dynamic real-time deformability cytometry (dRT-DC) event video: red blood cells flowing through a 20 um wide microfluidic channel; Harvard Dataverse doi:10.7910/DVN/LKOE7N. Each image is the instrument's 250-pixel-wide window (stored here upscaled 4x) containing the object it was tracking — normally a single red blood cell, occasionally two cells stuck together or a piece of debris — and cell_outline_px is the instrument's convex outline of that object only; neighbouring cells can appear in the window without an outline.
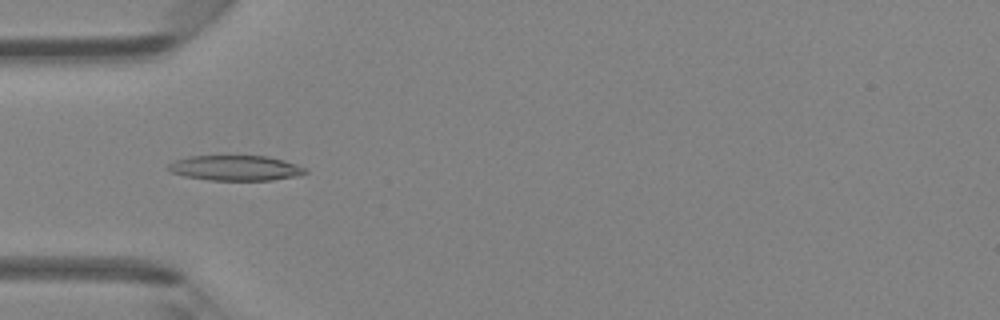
{"species": "Egyptian fruit bat (a non-hibernating species)", "species_latin": "Rousettus aegyptiacus", "temperature_condition": "room temperature", "stored_images_in_passage": 40, "camera_frame_rate_fps": 3000, "um_per_image_px": 0.085, "animal": {"sex": "female"}, "frame": {"image": 1, "passage_image": 8, "time_ms": 2.333, "image_size_px": [1000, 320], "cell_outline_px": [[308, 172], [300, 176], [272, 180], [212, 180], [184, 176], [168, 172], [164, 168], [168, 164], [176, 160], [188, 156], [268, 156], [284, 160], [296, 164], [304, 168]], "centroid_in_image_um": [19.99, 14.28], "position_along_channel_um": 65.0, "area_um2": 20.29}}
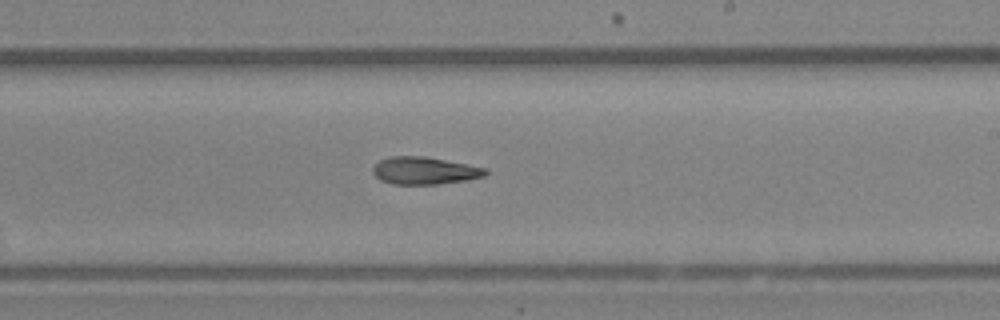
{"frame": {"image": 2, "passage_image": 21, "time_ms": 6.667, "image_size_px": [1000, 320], "cell_outline_px": [[488, 172], [484, 176], [468, 180], [440, 184], [392, 184], [380, 180], [372, 172], [372, 168], [380, 160], [392, 156], [424, 156], [484, 168]], "centroid_in_image_um": [36.05, 14.51], "position_along_channel_um": 253.0, "area_um2": 17.8}}
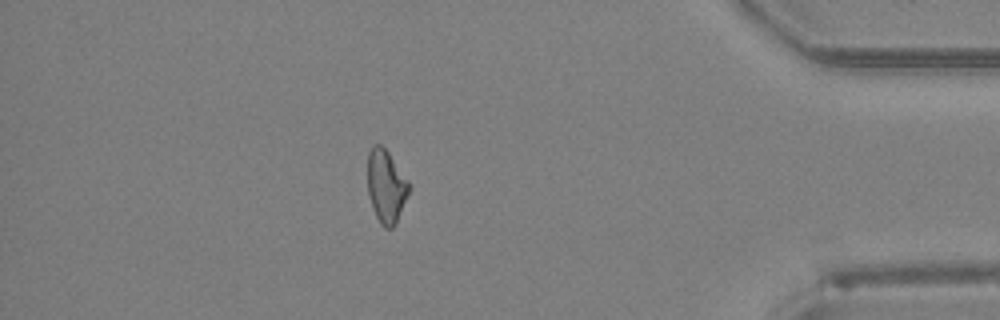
{"frame": {"image": 3, "passage_image": 34, "time_ms": 11.0, "image_size_px": [1000, 320], "cell_outline_px": [[412, 188], [396, 224], [392, 228], [384, 228], [380, 224], [372, 208], [368, 192], [368, 152], [372, 144], [380, 144], [388, 152], [408, 180]], "centroid_in_image_um": [32.84, 15.85], "position_along_channel_um": 402.4, "area_um2": 17.86}, "authors_computed_cell_mechanics": {"area_um2": 18.2937, "velocity_mm_per_s": 4.3661, "shape_relaxation_time_tau1_ms": null, "shape_relaxation_time_tau2_ms": 6.5471, "deformation_change_tau1": null, "deformation_change_tau2": 0.1819}}